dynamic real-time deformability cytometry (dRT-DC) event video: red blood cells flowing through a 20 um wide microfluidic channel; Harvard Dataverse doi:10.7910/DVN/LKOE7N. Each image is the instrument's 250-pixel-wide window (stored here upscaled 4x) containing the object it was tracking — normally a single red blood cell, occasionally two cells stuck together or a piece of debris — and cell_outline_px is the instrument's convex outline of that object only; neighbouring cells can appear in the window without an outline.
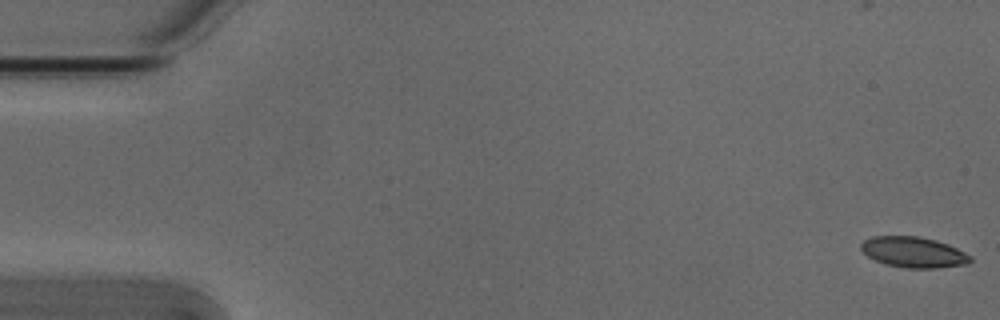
{"species": "Egyptian fruit bat (a non-hibernating species)", "species_latin": "Rousettus aegyptiacus", "temperature_condition": "cold", "stored_images_in_passage": 6, "camera_frame_rate_fps": 3000, "um_per_image_px": 0.085, "animal": {"sex": "male"}, "frame": {"image": 1, "passage_image": 1, "time_ms": 0.0, "image_size_px": [1000, 320], "cell_outline_px": [[972, 260], [968, 264], [936, 268], [904, 268], [884, 264], [868, 256], [860, 248], [860, 244], [864, 240], [872, 236], [916, 236], [936, 240], [948, 244], [972, 256]], "centroid_in_image_um": [77.65, 21.44], "position_along_channel_um": 7.3, "area_um2": 19.59}}
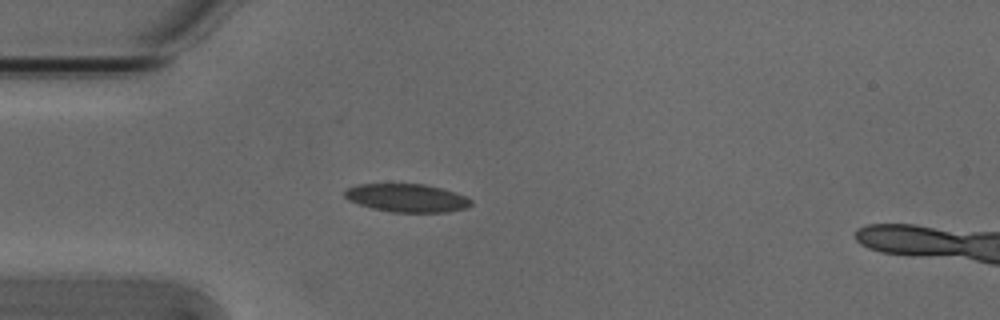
{"frame": {"image": 2, "passage_image": 5, "time_ms": 1.333, "image_size_px": [1000, 320], "cell_outline_px": [[472, 204], [468, 208], [448, 212], [392, 212], [372, 208], [348, 200], [344, 196], [344, 192], [348, 188], [360, 184], [424, 184], [440, 188], [464, 196], [472, 200]], "centroid_in_image_um": [34.59, 16.83], "position_along_channel_um": 50.4, "area_um2": 20.58}}